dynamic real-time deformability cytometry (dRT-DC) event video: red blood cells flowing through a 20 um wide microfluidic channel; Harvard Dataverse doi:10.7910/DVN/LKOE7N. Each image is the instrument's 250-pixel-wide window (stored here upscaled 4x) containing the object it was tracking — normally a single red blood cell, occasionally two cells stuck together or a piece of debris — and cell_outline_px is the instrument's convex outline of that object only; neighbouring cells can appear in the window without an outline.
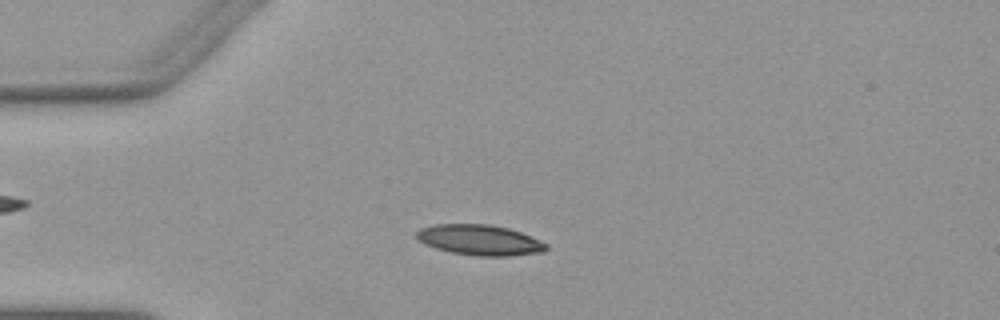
{"species": "Egyptian fruit bat (a non-hibernating species)", "species_latin": "Rousettus aegyptiacus", "temperature_condition": "warm", "stored_images_in_passage": 47, "camera_frame_rate_fps": 3000, "um_per_image_px": 0.085, "animal": {"sex": "female"}, "frame": {"image": 1, "passage_image": 13, "time_ms": 4.0, "image_size_px": [1000, 320], "cell_outline_px": [[548, 248], [544, 252], [508, 256], [476, 256], [452, 252], [436, 248], [424, 244], [416, 240], [416, 232], [420, 228], [436, 224], [488, 224], [508, 228], [520, 232], [540, 240], [548, 244]], "centroid_in_image_um": [40.77, 20.4], "position_along_channel_um": 44.2, "area_um2": 23.12}}
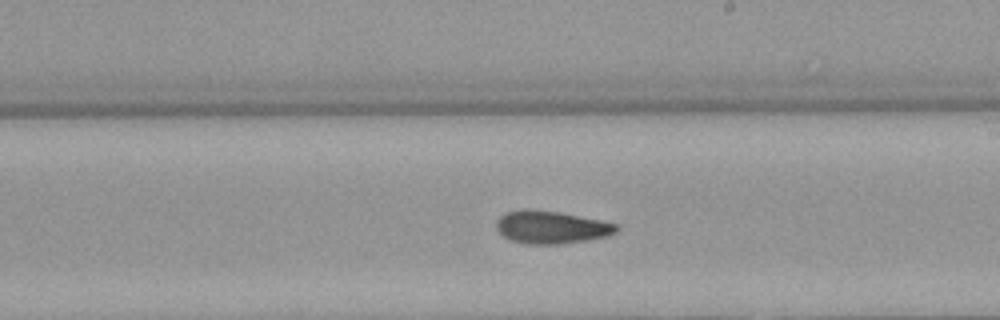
{"frame": {"image": 2, "passage_image": 30, "time_ms": 9.667, "image_size_px": [1000, 320], "cell_outline_px": [[620, 228], [616, 232], [608, 236], [588, 240], [560, 244], [528, 244], [512, 240], [504, 236], [496, 228], [496, 220], [504, 212], [524, 208], [532, 208], [560, 212], [600, 220], [616, 224]], "centroid_in_image_um": [46.84, 19.3], "position_along_channel_um": 242.2, "area_um2": 23.12}}
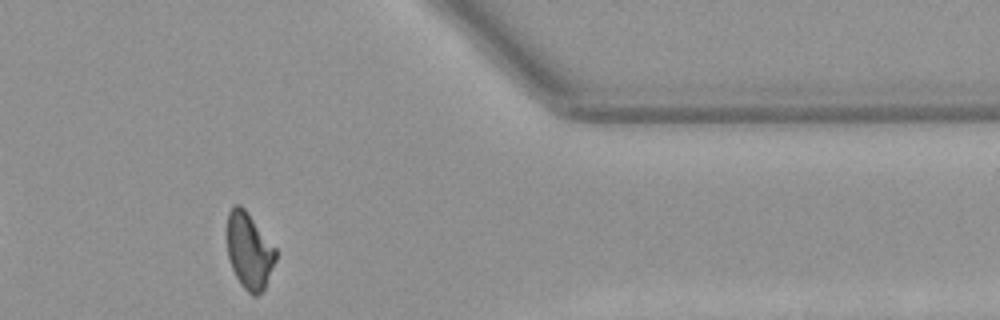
{"frame": {"image": 3, "passage_image": 43, "time_ms": 14.0, "image_size_px": [1000, 320], "cell_outline_px": [[276, 260], [264, 288], [256, 296], [252, 296], [240, 284], [232, 268], [228, 256], [228, 212], [236, 204], [240, 204], [248, 212], [276, 248]], "centroid_in_image_um": [21.19, 21.32], "position_along_channel_um": 390.2, "area_um2": 21.39}, "authors_computed_cell_mechanics": {"area_um2": 22.3686, "velocity_mm_per_s": 3.8965, "shape_relaxation_time_tau1_ms": 9.3328, "shape_relaxation_time_tau2_ms": 5.5232, "deformation_change_tau1": 0.2204, "deformation_change_tau2": 0.138}}